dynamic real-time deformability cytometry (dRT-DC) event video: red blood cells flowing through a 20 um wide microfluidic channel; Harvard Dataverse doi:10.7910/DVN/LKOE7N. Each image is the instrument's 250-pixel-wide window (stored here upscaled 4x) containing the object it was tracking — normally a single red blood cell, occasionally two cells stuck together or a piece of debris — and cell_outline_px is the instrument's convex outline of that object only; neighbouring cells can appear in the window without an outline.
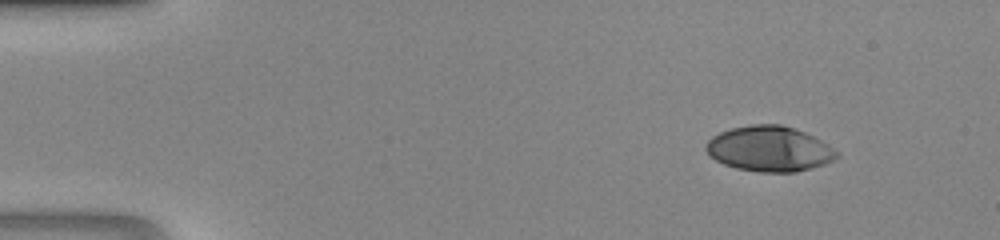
{"species": "human", "species_latin": "Homo sapiens", "temperature_condition": "room temperature", "stored_images_in_passage": 42, "camera_frame_rate_fps": 3000, "um_per_image_px": 0.085, "donor": {"sex": "male"}, "frame": {"image": 1, "passage_image": 1, "time_ms": 0.0, "image_size_px": [1000, 240], "cell_outline_px": [[836, 156], [832, 160], [824, 164], [796, 172], [760, 172], [736, 168], [724, 164], [716, 160], [704, 148], [708, 140], [712, 136], [720, 132], [732, 128], [752, 124], [780, 124], [804, 132], [820, 140], [836, 152]], "centroid_in_image_um": [65.34, 12.65], "position_along_channel_um": 19.7, "area_um2": 33.99}}
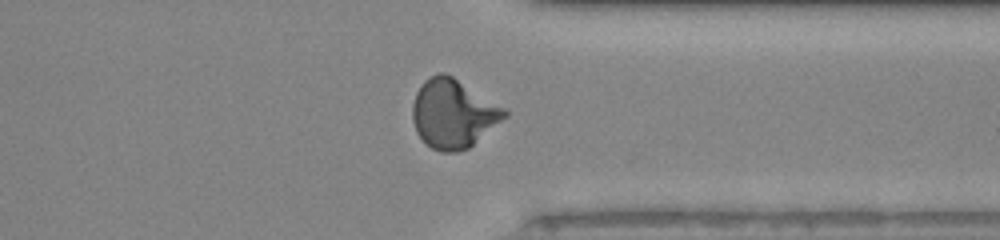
{"frame": {"image": 2, "passage_image": 32, "time_ms": 10.333, "image_size_px": [1000, 240], "cell_outline_px": [[508, 116], [468, 148], [456, 152], [440, 152], [432, 148], [416, 132], [412, 120], [412, 104], [416, 92], [420, 84], [424, 80], [440, 72], [444, 72], [452, 76], [508, 108]], "centroid_in_image_um": [38.54, 9.64], "position_along_channel_um": 372.9, "area_um2": 37.11}}
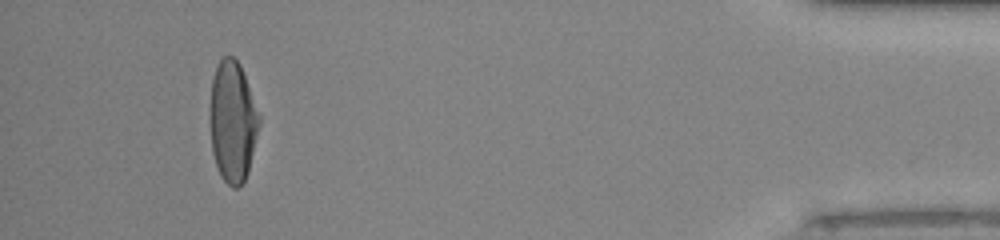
{"frame": {"image": 3, "passage_image": 39, "time_ms": 12.667, "image_size_px": [1000, 240], "cell_outline_px": [[260, 124], [248, 172], [244, 180], [236, 188], [232, 188], [220, 176], [212, 152], [208, 120], [208, 108], [212, 80], [216, 68], [220, 60], [224, 56], [232, 56], [240, 64], [260, 116]], "centroid_in_image_um": [19.74, 10.34], "position_along_channel_um": 415.5, "area_um2": 35.08}}